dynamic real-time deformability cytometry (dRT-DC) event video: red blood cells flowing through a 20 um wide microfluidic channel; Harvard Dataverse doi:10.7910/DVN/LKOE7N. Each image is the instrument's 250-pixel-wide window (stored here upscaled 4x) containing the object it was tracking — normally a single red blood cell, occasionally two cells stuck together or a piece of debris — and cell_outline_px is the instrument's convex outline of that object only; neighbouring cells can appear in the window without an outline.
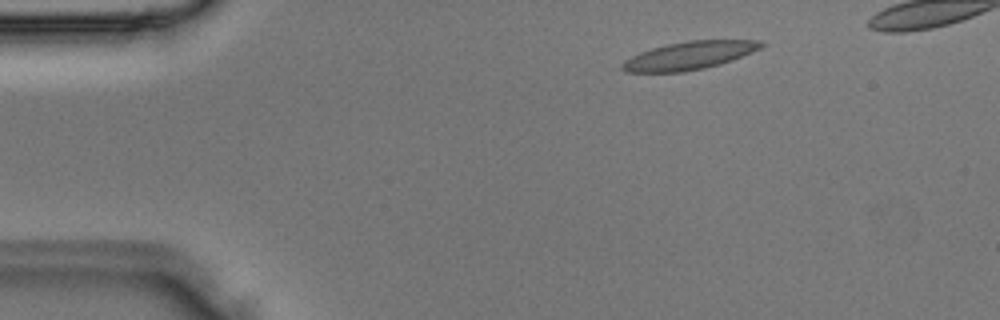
{"species": "Egyptian fruit bat (a non-hibernating species)", "species_latin": "Rousettus aegyptiacus", "temperature_condition": "room temperature", "stored_images_in_passage": 2, "camera_frame_rate_fps": 3000, "um_per_image_px": 0.085, "animal": {"sex": "male"}, "frame": {"image": 1, "passage_image": 2, "time_ms": 0.333, "image_size_px": [1000, 320], "cell_outline_px": [[768, 44], [752, 52], [732, 60], [720, 64], [704, 68], [684, 72], [624, 72], [620, 68], [620, 64], [624, 60], [640, 52], [652, 48], [668, 44], [688, 40], [760, 40]], "centroid_in_image_um": [58.58, 4.72], "position_along_channel_um": 26.4, "area_um2": 22.77}}